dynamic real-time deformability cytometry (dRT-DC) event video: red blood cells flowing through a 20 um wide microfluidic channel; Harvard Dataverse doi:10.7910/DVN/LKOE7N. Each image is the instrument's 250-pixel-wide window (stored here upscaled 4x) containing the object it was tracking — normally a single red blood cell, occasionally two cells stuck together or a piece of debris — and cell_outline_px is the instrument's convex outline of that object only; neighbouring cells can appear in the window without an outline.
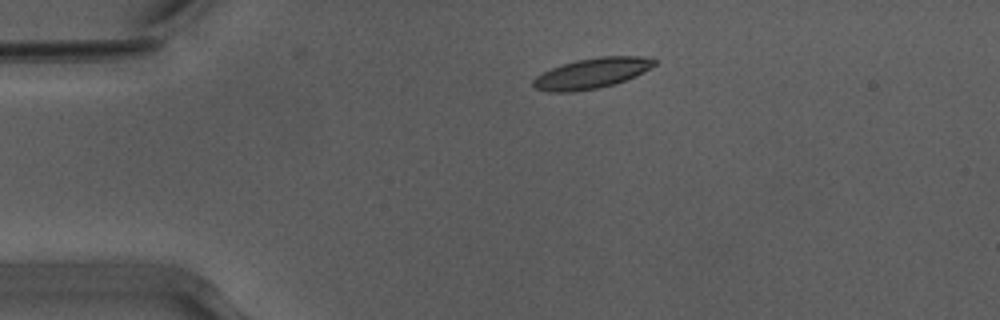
{"species": "Egyptian fruit bat (a non-hibernating species)", "species_latin": "Rousettus aegyptiacus", "temperature_condition": "warm", "stored_images_in_passage": 42, "camera_frame_rate_fps": 3000, "um_per_image_px": 0.085, "animal": {"sex": "male"}, "frame": {"image": 1, "passage_image": 1, "time_ms": 0.0, "image_size_px": [1000, 320], "cell_outline_px": [[656, 64], [644, 72], [636, 76], [600, 88], [572, 92], [548, 92], [536, 88], [532, 84], [532, 80], [536, 76], [552, 68], [576, 60], [600, 56], [644, 56], [656, 60]], "centroid_in_image_um": [50.31, 6.23], "position_along_channel_um": 34.7, "area_um2": 21.39}}
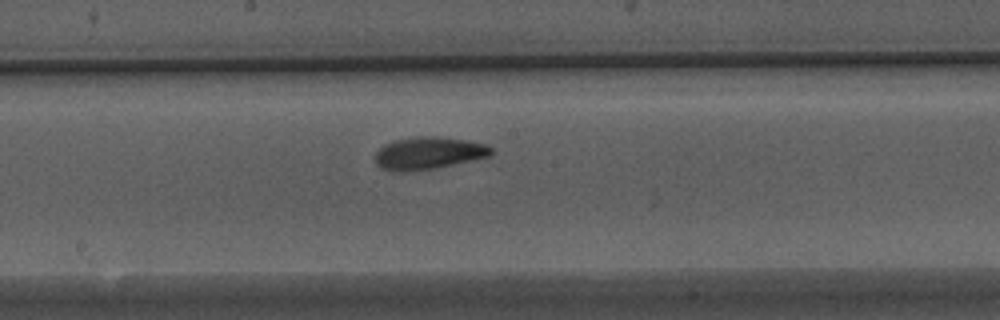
{"frame": {"image": 2, "passage_image": 18, "time_ms": 5.667, "image_size_px": [1000, 320], "cell_outline_px": [[496, 152], [492, 156], [436, 168], [404, 172], [388, 172], [380, 168], [376, 164], [376, 152], [384, 144], [396, 140], [416, 136], [436, 136], [468, 140], [484, 144], [492, 148]], "centroid_in_image_um": [36.43, 13.03], "position_along_channel_um": 211.8, "area_um2": 22.25}}
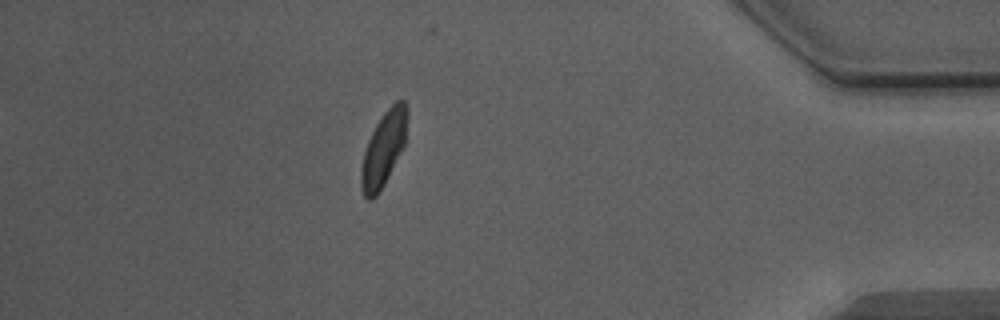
{"frame": {"image": 3, "passage_image": 36, "time_ms": 11.667, "image_size_px": [1000, 320], "cell_outline_px": [[408, 116], [404, 144], [384, 184], [376, 196], [372, 200], [368, 200], [364, 196], [360, 184], [360, 172], [364, 152], [368, 140], [376, 124], [384, 112], [396, 100], [404, 100], [408, 108]], "centroid_in_image_um": [32.6, 12.63], "position_along_channel_um": 402.6, "area_um2": 19.83}, "authors_computed_cell_mechanics": {"area_um2": 21.0392, "velocity_mm_per_s": 3.9247, "shape_relaxation_time_tau1_ms": 2.836, "shape_relaxation_time_tau2_ms": 1.6484, "deformation_change_tau1": 0.146, "deformation_change_tau2": 0.0871}}